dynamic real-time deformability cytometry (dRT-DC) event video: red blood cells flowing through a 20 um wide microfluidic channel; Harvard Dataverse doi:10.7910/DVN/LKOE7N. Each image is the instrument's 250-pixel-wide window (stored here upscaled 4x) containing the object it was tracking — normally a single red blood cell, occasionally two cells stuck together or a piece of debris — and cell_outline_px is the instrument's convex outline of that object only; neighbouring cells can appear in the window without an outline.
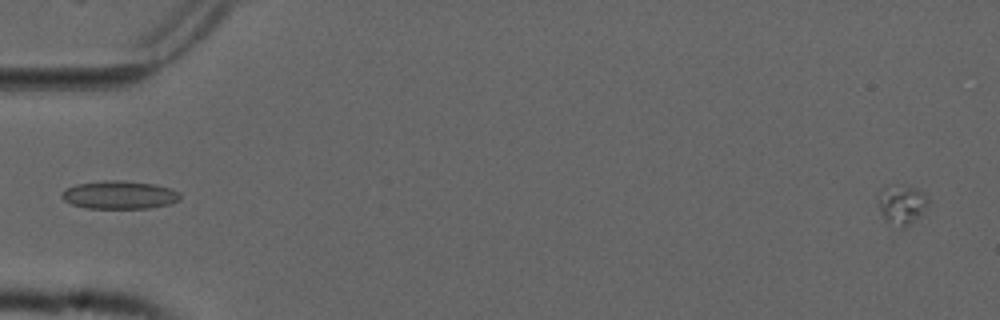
{"species": "common noctule bat (a hibernating species)", "species_latin": "Nyctalus noctula", "temperature_condition": "cold", "stored_images_in_passage": 54, "camera_frame_rate_fps": 3000, "um_per_image_px": 0.085, "animal": {"sex": "male", "forearm_length_mm": 52.5}, "frame": {"image": 1, "passage_image": 1, "time_ms": 0.0, "image_size_px": [1000, 320], "cell_outline_px": [[928, 204], [924, 212], [920, 216], [904, 228], [900, 228], [888, 220], [884, 216], [880, 208], [880, 200], [884, 184], [916, 188], [928, 200]], "centroid_in_image_um": [76.69, 17.39], "position_along_channel_um": 8.3, "area_um2": 10.92}}
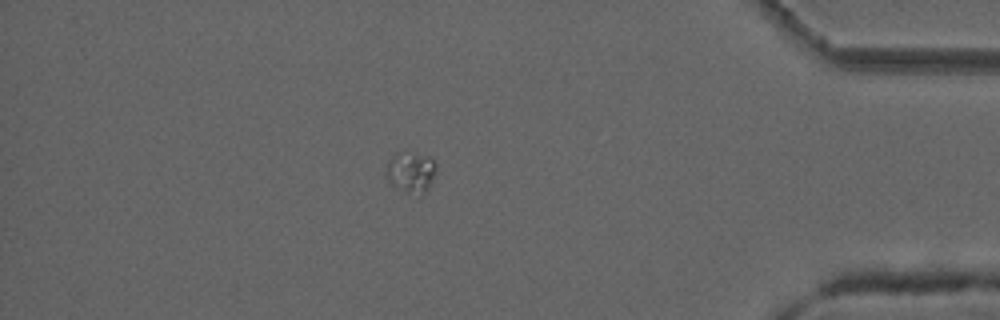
{"frame": {"image": 2, "passage_image": 47, "time_ms": 15.333, "image_size_px": [1000, 320], "cell_outline_px": [[436, 172], [428, 188], [420, 196], [408, 192], [392, 184], [384, 176], [384, 172], [388, 160], [396, 152], [400, 152], [428, 156], [436, 164]], "centroid_in_image_um": [34.9, 14.63], "position_along_channel_um": 400.3, "area_um2": 11.85}}